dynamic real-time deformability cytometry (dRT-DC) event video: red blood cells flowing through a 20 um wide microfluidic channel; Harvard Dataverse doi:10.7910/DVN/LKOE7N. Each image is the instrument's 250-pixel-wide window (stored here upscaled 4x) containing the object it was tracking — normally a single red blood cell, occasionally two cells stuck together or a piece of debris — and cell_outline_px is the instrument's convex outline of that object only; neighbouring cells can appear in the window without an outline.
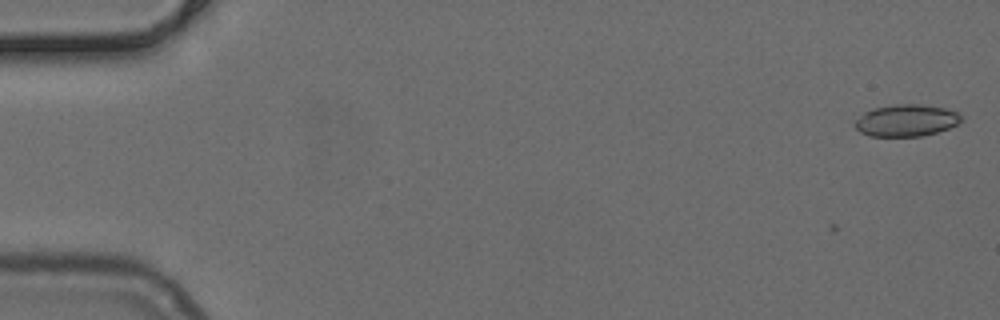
{"species": "common noctule bat (a hibernating species)", "species_latin": "Nyctalus noctula", "temperature_condition": "cold", "stored_images_in_passage": 3, "camera_frame_rate_fps": 3000, "um_per_image_px": 0.085, "animal": {"sex": "female", "body_mass_g": 24.6, "forearm_length_mm": 56.2}, "frame": {"image": 1, "passage_image": 1, "time_ms": 0.0, "image_size_px": [1000, 320], "cell_outline_px": [[964, 120], [960, 124], [936, 132], [920, 136], [868, 136], [860, 132], [852, 124], [864, 112], [872, 108], [896, 104], [920, 104], [944, 108], [956, 112]], "centroid_in_image_um": [77.01, 10.24], "position_along_channel_um": 8.0, "area_um2": 19.83}}